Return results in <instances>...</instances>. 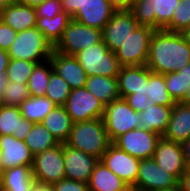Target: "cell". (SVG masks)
I'll return each mask as SVG.
<instances>
[{"label": "cell", "instance_id": "6da1fadb", "mask_svg": "<svg viewBox=\"0 0 190 191\" xmlns=\"http://www.w3.org/2000/svg\"><path fill=\"white\" fill-rule=\"evenodd\" d=\"M117 80L120 97L138 113L155 104H176L167 91L165 75L152 72L146 65L122 66Z\"/></svg>", "mask_w": 190, "mask_h": 191}, {"label": "cell", "instance_id": "7a4b0ae2", "mask_svg": "<svg viewBox=\"0 0 190 191\" xmlns=\"http://www.w3.org/2000/svg\"><path fill=\"white\" fill-rule=\"evenodd\" d=\"M190 62V46L181 33L155 30L146 66L155 73L181 70Z\"/></svg>", "mask_w": 190, "mask_h": 191}, {"label": "cell", "instance_id": "3957f363", "mask_svg": "<svg viewBox=\"0 0 190 191\" xmlns=\"http://www.w3.org/2000/svg\"><path fill=\"white\" fill-rule=\"evenodd\" d=\"M111 143L102 118L74 123L65 142L66 145L99 160Z\"/></svg>", "mask_w": 190, "mask_h": 191}, {"label": "cell", "instance_id": "277c9868", "mask_svg": "<svg viewBox=\"0 0 190 191\" xmlns=\"http://www.w3.org/2000/svg\"><path fill=\"white\" fill-rule=\"evenodd\" d=\"M54 50L51 43L37 27L17 32L8 54L10 59L41 63L48 59Z\"/></svg>", "mask_w": 190, "mask_h": 191}, {"label": "cell", "instance_id": "5b68a950", "mask_svg": "<svg viewBox=\"0 0 190 191\" xmlns=\"http://www.w3.org/2000/svg\"><path fill=\"white\" fill-rule=\"evenodd\" d=\"M87 76H118L121 65L116 54L109 50L103 39L74 55Z\"/></svg>", "mask_w": 190, "mask_h": 191}, {"label": "cell", "instance_id": "8992f818", "mask_svg": "<svg viewBox=\"0 0 190 191\" xmlns=\"http://www.w3.org/2000/svg\"><path fill=\"white\" fill-rule=\"evenodd\" d=\"M102 119L109 140L113 142L120 135L139 127L140 113L120 97L105 106Z\"/></svg>", "mask_w": 190, "mask_h": 191}, {"label": "cell", "instance_id": "52a82bcc", "mask_svg": "<svg viewBox=\"0 0 190 191\" xmlns=\"http://www.w3.org/2000/svg\"><path fill=\"white\" fill-rule=\"evenodd\" d=\"M180 0H139L130 8L139 25L163 29L172 19Z\"/></svg>", "mask_w": 190, "mask_h": 191}, {"label": "cell", "instance_id": "ba28073f", "mask_svg": "<svg viewBox=\"0 0 190 191\" xmlns=\"http://www.w3.org/2000/svg\"><path fill=\"white\" fill-rule=\"evenodd\" d=\"M102 40V30L83 25L71 19L61 39L54 46V51L66 55H76L81 50Z\"/></svg>", "mask_w": 190, "mask_h": 191}, {"label": "cell", "instance_id": "9c48e42d", "mask_svg": "<svg viewBox=\"0 0 190 191\" xmlns=\"http://www.w3.org/2000/svg\"><path fill=\"white\" fill-rule=\"evenodd\" d=\"M154 29L139 25L115 52L121 66H145Z\"/></svg>", "mask_w": 190, "mask_h": 191}, {"label": "cell", "instance_id": "30bf717a", "mask_svg": "<svg viewBox=\"0 0 190 191\" xmlns=\"http://www.w3.org/2000/svg\"><path fill=\"white\" fill-rule=\"evenodd\" d=\"M31 169L34 179L40 183L53 184L64 179L63 143L34 155Z\"/></svg>", "mask_w": 190, "mask_h": 191}, {"label": "cell", "instance_id": "8fae6325", "mask_svg": "<svg viewBox=\"0 0 190 191\" xmlns=\"http://www.w3.org/2000/svg\"><path fill=\"white\" fill-rule=\"evenodd\" d=\"M73 123L102 118L105 106L85 87L72 89L64 105Z\"/></svg>", "mask_w": 190, "mask_h": 191}, {"label": "cell", "instance_id": "7c38bea8", "mask_svg": "<svg viewBox=\"0 0 190 191\" xmlns=\"http://www.w3.org/2000/svg\"><path fill=\"white\" fill-rule=\"evenodd\" d=\"M160 138L157 133L138 127L120 135L112 143L131 156L143 160L153 157Z\"/></svg>", "mask_w": 190, "mask_h": 191}, {"label": "cell", "instance_id": "4fadbf2b", "mask_svg": "<svg viewBox=\"0 0 190 191\" xmlns=\"http://www.w3.org/2000/svg\"><path fill=\"white\" fill-rule=\"evenodd\" d=\"M138 26L130 10H116L102 30L104 44L115 53Z\"/></svg>", "mask_w": 190, "mask_h": 191}, {"label": "cell", "instance_id": "5bb4252c", "mask_svg": "<svg viewBox=\"0 0 190 191\" xmlns=\"http://www.w3.org/2000/svg\"><path fill=\"white\" fill-rule=\"evenodd\" d=\"M179 186V180L166 172L153 158L141 160L136 184L133 188L143 191L171 189Z\"/></svg>", "mask_w": 190, "mask_h": 191}, {"label": "cell", "instance_id": "9a60e30c", "mask_svg": "<svg viewBox=\"0 0 190 191\" xmlns=\"http://www.w3.org/2000/svg\"><path fill=\"white\" fill-rule=\"evenodd\" d=\"M112 172L129 187L136 184L141 160L135 158L111 143L100 159Z\"/></svg>", "mask_w": 190, "mask_h": 191}, {"label": "cell", "instance_id": "2e32d148", "mask_svg": "<svg viewBox=\"0 0 190 191\" xmlns=\"http://www.w3.org/2000/svg\"><path fill=\"white\" fill-rule=\"evenodd\" d=\"M34 155L24 140L14 135H0V169L15 168L17 166L32 167Z\"/></svg>", "mask_w": 190, "mask_h": 191}, {"label": "cell", "instance_id": "e0dca14e", "mask_svg": "<svg viewBox=\"0 0 190 191\" xmlns=\"http://www.w3.org/2000/svg\"><path fill=\"white\" fill-rule=\"evenodd\" d=\"M63 158L65 167V178L84 183L89 182L92 172L99 159L74 149L63 143Z\"/></svg>", "mask_w": 190, "mask_h": 191}, {"label": "cell", "instance_id": "ac0fdd59", "mask_svg": "<svg viewBox=\"0 0 190 191\" xmlns=\"http://www.w3.org/2000/svg\"><path fill=\"white\" fill-rule=\"evenodd\" d=\"M152 158L163 170L174 175L178 180L185 173V160L181 143L161 137Z\"/></svg>", "mask_w": 190, "mask_h": 191}, {"label": "cell", "instance_id": "d6986e66", "mask_svg": "<svg viewBox=\"0 0 190 191\" xmlns=\"http://www.w3.org/2000/svg\"><path fill=\"white\" fill-rule=\"evenodd\" d=\"M115 11L109 0H82L81 7L71 18L83 25L103 30Z\"/></svg>", "mask_w": 190, "mask_h": 191}, {"label": "cell", "instance_id": "ffe728a7", "mask_svg": "<svg viewBox=\"0 0 190 191\" xmlns=\"http://www.w3.org/2000/svg\"><path fill=\"white\" fill-rule=\"evenodd\" d=\"M50 60L53 71L62 77L71 89L85 87L88 76L74 55L53 50Z\"/></svg>", "mask_w": 190, "mask_h": 191}, {"label": "cell", "instance_id": "44dd1931", "mask_svg": "<svg viewBox=\"0 0 190 191\" xmlns=\"http://www.w3.org/2000/svg\"><path fill=\"white\" fill-rule=\"evenodd\" d=\"M34 123L22 117L19 106L2 105L0 107V135H14L24 140Z\"/></svg>", "mask_w": 190, "mask_h": 191}, {"label": "cell", "instance_id": "7402d4cb", "mask_svg": "<svg viewBox=\"0 0 190 191\" xmlns=\"http://www.w3.org/2000/svg\"><path fill=\"white\" fill-rule=\"evenodd\" d=\"M165 139L183 143L190 138V106L176 103L163 136Z\"/></svg>", "mask_w": 190, "mask_h": 191}, {"label": "cell", "instance_id": "603a6c76", "mask_svg": "<svg viewBox=\"0 0 190 191\" xmlns=\"http://www.w3.org/2000/svg\"><path fill=\"white\" fill-rule=\"evenodd\" d=\"M1 20L6 25L12 27L16 32L25 31L36 27V9L20 3L6 6Z\"/></svg>", "mask_w": 190, "mask_h": 191}, {"label": "cell", "instance_id": "cb8c5ba5", "mask_svg": "<svg viewBox=\"0 0 190 191\" xmlns=\"http://www.w3.org/2000/svg\"><path fill=\"white\" fill-rule=\"evenodd\" d=\"M90 191H128L126 182L112 172L101 160L96 164L88 182Z\"/></svg>", "mask_w": 190, "mask_h": 191}, {"label": "cell", "instance_id": "d4e9b609", "mask_svg": "<svg viewBox=\"0 0 190 191\" xmlns=\"http://www.w3.org/2000/svg\"><path fill=\"white\" fill-rule=\"evenodd\" d=\"M172 110L173 106L152 105L143 112H139V127L162 137L170 121Z\"/></svg>", "mask_w": 190, "mask_h": 191}, {"label": "cell", "instance_id": "484cf974", "mask_svg": "<svg viewBox=\"0 0 190 191\" xmlns=\"http://www.w3.org/2000/svg\"><path fill=\"white\" fill-rule=\"evenodd\" d=\"M85 88L99 99L104 106L120 98L116 77L102 75L88 76Z\"/></svg>", "mask_w": 190, "mask_h": 191}, {"label": "cell", "instance_id": "4316f807", "mask_svg": "<svg viewBox=\"0 0 190 191\" xmlns=\"http://www.w3.org/2000/svg\"><path fill=\"white\" fill-rule=\"evenodd\" d=\"M36 180L29 166H17L1 172L0 187L7 191H30Z\"/></svg>", "mask_w": 190, "mask_h": 191}, {"label": "cell", "instance_id": "83f0119b", "mask_svg": "<svg viewBox=\"0 0 190 191\" xmlns=\"http://www.w3.org/2000/svg\"><path fill=\"white\" fill-rule=\"evenodd\" d=\"M41 123L59 143L67 141L74 124L65 107L58 105L47 114Z\"/></svg>", "mask_w": 190, "mask_h": 191}, {"label": "cell", "instance_id": "f1b7e54d", "mask_svg": "<svg viewBox=\"0 0 190 191\" xmlns=\"http://www.w3.org/2000/svg\"><path fill=\"white\" fill-rule=\"evenodd\" d=\"M71 19V16L65 11H62L53 18L37 17L36 27L54 47L61 39Z\"/></svg>", "mask_w": 190, "mask_h": 191}, {"label": "cell", "instance_id": "f546056e", "mask_svg": "<svg viewBox=\"0 0 190 191\" xmlns=\"http://www.w3.org/2000/svg\"><path fill=\"white\" fill-rule=\"evenodd\" d=\"M56 105L46 96H29L20 105L22 117L33 123H41Z\"/></svg>", "mask_w": 190, "mask_h": 191}, {"label": "cell", "instance_id": "4dcf8cb0", "mask_svg": "<svg viewBox=\"0 0 190 191\" xmlns=\"http://www.w3.org/2000/svg\"><path fill=\"white\" fill-rule=\"evenodd\" d=\"M24 142L33 155L60 144L42 123H34L32 130L27 137L24 138Z\"/></svg>", "mask_w": 190, "mask_h": 191}, {"label": "cell", "instance_id": "1f68e13d", "mask_svg": "<svg viewBox=\"0 0 190 191\" xmlns=\"http://www.w3.org/2000/svg\"><path fill=\"white\" fill-rule=\"evenodd\" d=\"M164 75L167 91L179 103L190 88V62L181 70Z\"/></svg>", "mask_w": 190, "mask_h": 191}, {"label": "cell", "instance_id": "d6a6232c", "mask_svg": "<svg viewBox=\"0 0 190 191\" xmlns=\"http://www.w3.org/2000/svg\"><path fill=\"white\" fill-rule=\"evenodd\" d=\"M52 71L53 67L50 59L41 63H37L35 65L32 74L29 76L27 83L30 96L33 97L45 96Z\"/></svg>", "mask_w": 190, "mask_h": 191}, {"label": "cell", "instance_id": "836d02e7", "mask_svg": "<svg viewBox=\"0 0 190 191\" xmlns=\"http://www.w3.org/2000/svg\"><path fill=\"white\" fill-rule=\"evenodd\" d=\"M71 88L68 83L60 77L56 72L52 71L47 86L45 96L49 98L55 105L64 106Z\"/></svg>", "mask_w": 190, "mask_h": 191}, {"label": "cell", "instance_id": "e575fe53", "mask_svg": "<svg viewBox=\"0 0 190 191\" xmlns=\"http://www.w3.org/2000/svg\"><path fill=\"white\" fill-rule=\"evenodd\" d=\"M36 64L26 60L10 59L6 68V81L27 84Z\"/></svg>", "mask_w": 190, "mask_h": 191}, {"label": "cell", "instance_id": "d590c367", "mask_svg": "<svg viewBox=\"0 0 190 191\" xmlns=\"http://www.w3.org/2000/svg\"><path fill=\"white\" fill-rule=\"evenodd\" d=\"M190 27V0H180L171 21L163 28L169 32L182 33Z\"/></svg>", "mask_w": 190, "mask_h": 191}, {"label": "cell", "instance_id": "8d00e7d4", "mask_svg": "<svg viewBox=\"0 0 190 191\" xmlns=\"http://www.w3.org/2000/svg\"><path fill=\"white\" fill-rule=\"evenodd\" d=\"M30 96L27 84L6 81L2 92L3 105L19 106Z\"/></svg>", "mask_w": 190, "mask_h": 191}, {"label": "cell", "instance_id": "74e56055", "mask_svg": "<svg viewBox=\"0 0 190 191\" xmlns=\"http://www.w3.org/2000/svg\"><path fill=\"white\" fill-rule=\"evenodd\" d=\"M37 17L53 18L55 15L63 11L61 0H45L36 8Z\"/></svg>", "mask_w": 190, "mask_h": 191}, {"label": "cell", "instance_id": "f35d334b", "mask_svg": "<svg viewBox=\"0 0 190 191\" xmlns=\"http://www.w3.org/2000/svg\"><path fill=\"white\" fill-rule=\"evenodd\" d=\"M54 191H90L87 183L64 178L52 184Z\"/></svg>", "mask_w": 190, "mask_h": 191}, {"label": "cell", "instance_id": "ab89813d", "mask_svg": "<svg viewBox=\"0 0 190 191\" xmlns=\"http://www.w3.org/2000/svg\"><path fill=\"white\" fill-rule=\"evenodd\" d=\"M17 37V32L0 20V48L8 51Z\"/></svg>", "mask_w": 190, "mask_h": 191}, {"label": "cell", "instance_id": "60d3db41", "mask_svg": "<svg viewBox=\"0 0 190 191\" xmlns=\"http://www.w3.org/2000/svg\"><path fill=\"white\" fill-rule=\"evenodd\" d=\"M82 0H61L63 11L73 16L81 7Z\"/></svg>", "mask_w": 190, "mask_h": 191}, {"label": "cell", "instance_id": "b9f144b4", "mask_svg": "<svg viewBox=\"0 0 190 191\" xmlns=\"http://www.w3.org/2000/svg\"><path fill=\"white\" fill-rule=\"evenodd\" d=\"M184 160H185V174L190 175V138L181 143Z\"/></svg>", "mask_w": 190, "mask_h": 191}, {"label": "cell", "instance_id": "7bdbcfd3", "mask_svg": "<svg viewBox=\"0 0 190 191\" xmlns=\"http://www.w3.org/2000/svg\"><path fill=\"white\" fill-rule=\"evenodd\" d=\"M10 56L8 51L0 48V77H5L6 68L9 65Z\"/></svg>", "mask_w": 190, "mask_h": 191}, {"label": "cell", "instance_id": "ee69618b", "mask_svg": "<svg viewBox=\"0 0 190 191\" xmlns=\"http://www.w3.org/2000/svg\"><path fill=\"white\" fill-rule=\"evenodd\" d=\"M116 10H130L131 0H109Z\"/></svg>", "mask_w": 190, "mask_h": 191}, {"label": "cell", "instance_id": "f6af8a7d", "mask_svg": "<svg viewBox=\"0 0 190 191\" xmlns=\"http://www.w3.org/2000/svg\"><path fill=\"white\" fill-rule=\"evenodd\" d=\"M30 191H54L52 184L40 183L35 181Z\"/></svg>", "mask_w": 190, "mask_h": 191}, {"label": "cell", "instance_id": "bcb514c9", "mask_svg": "<svg viewBox=\"0 0 190 191\" xmlns=\"http://www.w3.org/2000/svg\"><path fill=\"white\" fill-rule=\"evenodd\" d=\"M179 187L182 191H190V175L183 174L179 180Z\"/></svg>", "mask_w": 190, "mask_h": 191}, {"label": "cell", "instance_id": "7dc6e473", "mask_svg": "<svg viewBox=\"0 0 190 191\" xmlns=\"http://www.w3.org/2000/svg\"><path fill=\"white\" fill-rule=\"evenodd\" d=\"M44 1L45 0H19V3L36 8L38 5L42 4Z\"/></svg>", "mask_w": 190, "mask_h": 191}, {"label": "cell", "instance_id": "c3c4849f", "mask_svg": "<svg viewBox=\"0 0 190 191\" xmlns=\"http://www.w3.org/2000/svg\"><path fill=\"white\" fill-rule=\"evenodd\" d=\"M179 103L183 105H188V106L190 105V88L187 90L183 99Z\"/></svg>", "mask_w": 190, "mask_h": 191}, {"label": "cell", "instance_id": "681fc988", "mask_svg": "<svg viewBox=\"0 0 190 191\" xmlns=\"http://www.w3.org/2000/svg\"><path fill=\"white\" fill-rule=\"evenodd\" d=\"M5 82H6V78L0 77V107L3 105L2 92H3V88L5 86Z\"/></svg>", "mask_w": 190, "mask_h": 191}, {"label": "cell", "instance_id": "f907efd6", "mask_svg": "<svg viewBox=\"0 0 190 191\" xmlns=\"http://www.w3.org/2000/svg\"><path fill=\"white\" fill-rule=\"evenodd\" d=\"M183 37L185 38L186 42L190 46V27L185 29L182 33Z\"/></svg>", "mask_w": 190, "mask_h": 191}, {"label": "cell", "instance_id": "816d5d0a", "mask_svg": "<svg viewBox=\"0 0 190 191\" xmlns=\"http://www.w3.org/2000/svg\"><path fill=\"white\" fill-rule=\"evenodd\" d=\"M0 2L4 5V7H6V6L18 4L19 0H0Z\"/></svg>", "mask_w": 190, "mask_h": 191}, {"label": "cell", "instance_id": "f5cc1de1", "mask_svg": "<svg viewBox=\"0 0 190 191\" xmlns=\"http://www.w3.org/2000/svg\"><path fill=\"white\" fill-rule=\"evenodd\" d=\"M154 191H179V186L171 189H161V190H154Z\"/></svg>", "mask_w": 190, "mask_h": 191}, {"label": "cell", "instance_id": "db71d44e", "mask_svg": "<svg viewBox=\"0 0 190 191\" xmlns=\"http://www.w3.org/2000/svg\"><path fill=\"white\" fill-rule=\"evenodd\" d=\"M4 8H5L4 5L0 2V20H1Z\"/></svg>", "mask_w": 190, "mask_h": 191}, {"label": "cell", "instance_id": "11a10c76", "mask_svg": "<svg viewBox=\"0 0 190 191\" xmlns=\"http://www.w3.org/2000/svg\"><path fill=\"white\" fill-rule=\"evenodd\" d=\"M128 191H143V190H140V189H136V188L130 187V188L128 189Z\"/></svg>", "mask_w": 190, "mask_h": 191}, {"label": "cell", "instance_id": "9f6ffc18", "mask_svg": "<svg viewBox=\"0 0 190 191\" xmlns=\"http://www.w3.org/2000/svg\"><path fill=\"white\" fill-rule=\"evenodd\" d=\"M139 0H131V7L134 3L138 2Z\"/></svg>", "mask_w": 190, "mask_h": 191}]
</instances>
